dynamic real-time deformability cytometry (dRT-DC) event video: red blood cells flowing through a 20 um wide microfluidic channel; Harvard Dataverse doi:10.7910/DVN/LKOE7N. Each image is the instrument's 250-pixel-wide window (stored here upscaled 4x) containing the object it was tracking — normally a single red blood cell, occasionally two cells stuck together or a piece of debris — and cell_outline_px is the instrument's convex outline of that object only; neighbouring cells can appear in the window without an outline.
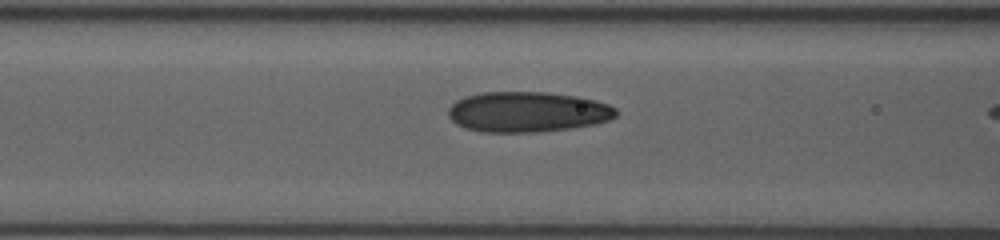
{"species": "human", "species_latin": "Homo sapiens", "temperature_condition": "room temperature", "stored_images_in_passage": 33, "camera_frame_rate_fps": 3000, "um_per_image_px": 0.085, "donor": {"sex": "female"}, "frame": {"image": 1, "passage_image": 21, "time_ms": 6.667, "image_size_px": [1000, 240], "cell_outline_px": [[616, 116], [608, 120], [596, 124], [572, 128], [536, 132], [484, 132], [464, 128], [456, 124], [448, 116], [448, 108], [456, 100], [464, 96], [480, 92], [548, 92], [580, 96], [596, 100], [608, 104], [616, 108]], "centroid_in_image_um": [44.83, 9.5], "position_along_channel_um": 121.8, "area_um2": 39.88}}
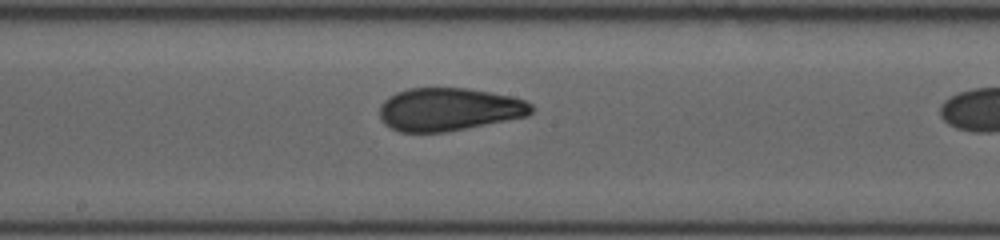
{"frame": {"image": 2, "passage_image": 28, "time_ms": 9.0, "image_size_px": [1000, 240], "cell_outline_px": [[532, 112], [528, 116], [444, 132], [400, 132], [384, 124], [380, 120], [380, 104], [388, 96], [396, 92], [408, 88], [468, 88], [512, 96], [524, 100], [532, 104]], "centroid_in_image_um": [38.13, 9.29], "position_along_channel_um": 210.1, "area_um2": 38.03}}
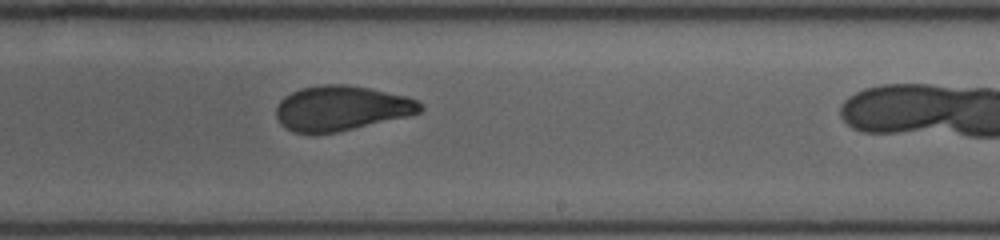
{"frame": {"image": 3, "passage_image": 32, "time_ms": 10.333, "image_size_px": [1000, 240], "cell_outline_px": [[424, 108], [420, 112], [404, 116], [336, 132], [292, 132], [284, 128], [280, 124], [276, 116], [276, 108], [280, 100], [284, 96], [300, 88], [324, 84], [348, 84], [368, 88], [404, 96], [416, 100]], "centroid_in_image_um": [28.94, 9.18], "position_along_channel_um": 260.1, "area_um2": 37.05}}